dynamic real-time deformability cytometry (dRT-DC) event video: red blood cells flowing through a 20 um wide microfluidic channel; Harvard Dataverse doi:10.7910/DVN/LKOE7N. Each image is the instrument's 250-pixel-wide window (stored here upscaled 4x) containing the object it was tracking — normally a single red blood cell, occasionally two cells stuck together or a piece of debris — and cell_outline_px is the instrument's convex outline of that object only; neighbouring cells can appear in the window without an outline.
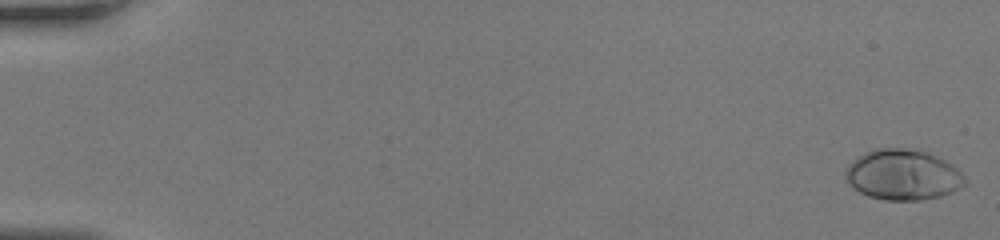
{"species": "human", "species_latin": "Homo sapiens", "temperature_condition": "room temperature", "stored_images_in_passage": 47, "camera_frame_rate_fps": 3000, "um_per_image_px": 0.085, "donor": {"sex": "female"}, "frame": {"image": 1, "passage_image": 1, "time_ms": 0.0, "image_size_px": [1000, 240], "cell_outline_px": [[968, 184], [952, 192], [940, 196], [920, 200], [884, 200], [868, 196], [852, 188], [844, 176], [844, 172], [848, 164], [852, 160], [864, 152], [876, 148], [908, 148], [924, 152], [944, 160], [952, 164], [968, 180]], "centroid_in_image_um": [76.72, 14.86], "position_along_channel_um": 8.3, "area_um2": 35.37}}
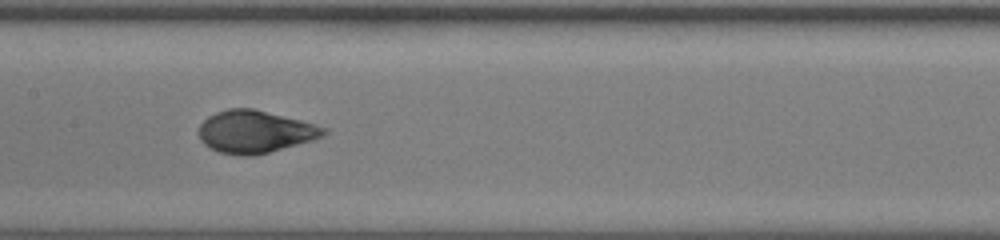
{"frame": {"image": 2, "passage_image": 25, "time_ms": 8.0, "image_size_px": [1000, 240], "cell_outline_px": [[328, 132], [324, 136], [312, 140], [268, 152], [252, 156], [240, 156], [220, 152], [204, 144], [200, 140], [200, 124], [208, 116], [216, 112], [228, 108], [252, 108], [316, 124], [328, 128]], "centroid_in_image_um": [21.69, 11.19], "position_along_channel_um": 185.7, "area_um2": 30.69}}
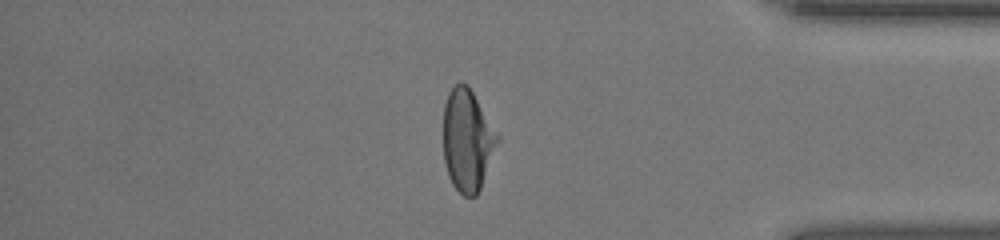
{"frame": {"image": 3, "passage_image": 40, "time_ms": 13.0, "image_size_px": [1000, 240], "cell_outline_px": [[500, 140], [480, 188], [476, 196], [464, 196], [452, 184], [448, 176], [444, 164], [444, 104], [448, 92], [456, 84], [468, 84], [500, 136]], "centroid_in_image_um": [39.73, 11.92], "position_along_channel_um": 395.5, "area_um2": 32.19}}